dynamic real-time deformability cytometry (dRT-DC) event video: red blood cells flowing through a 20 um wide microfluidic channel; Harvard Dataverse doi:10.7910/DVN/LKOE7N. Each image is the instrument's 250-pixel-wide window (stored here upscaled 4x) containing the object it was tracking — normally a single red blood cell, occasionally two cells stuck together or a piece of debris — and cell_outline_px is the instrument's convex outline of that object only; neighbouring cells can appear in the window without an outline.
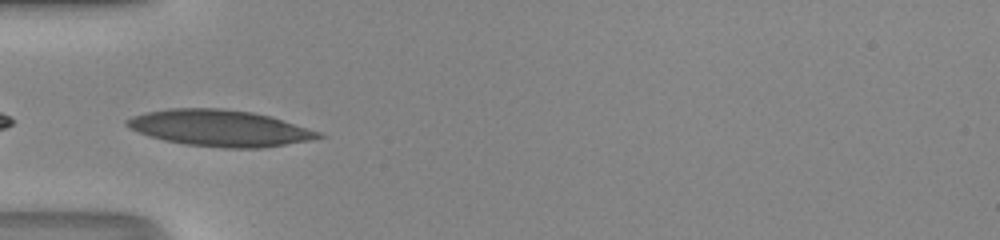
{"species": "human", "species_latin": "Homo sapiens", "temperature_condition": "room temperature", "stored_images_in_passage": 33, "camera_frame_rate_fps": 3000, "um_per_image_px": 0.085, "donor": {"sex": "male"}, "frame": {"image": 1, "passage_image": 1, "time_ms": 0.0, "image_size_px": [1000, 240], "cell_outline_px": [[328, 136], [312, 140], [264, 148], [224, 148], [184, 144], [164, 140], [140, 132], [124, 124], [124, 120], [132, 116], [148, 112], [168, 108], [220, 108], [252, 112], [272, 116], [320, 132]], "centroid_in_image_um": [18.73, 10.89], "position_along_channel_um": 66.3, "area_um2": 40.63}}
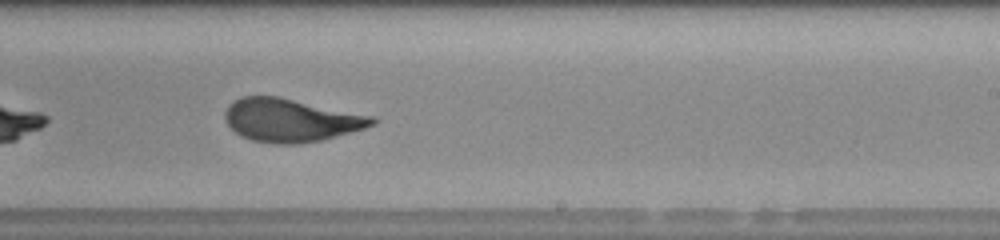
{"frame": {"image": 2, "passage_image": 15, "time_ms": 4.667, "image_size_px": [1000, 240], "cell_outline_px": [[376, 124], [364, 128], [336, 136], [320, 140], [296, 144], [276, 144], [252, 140], [240, 136], [228, 124], [224, 116], [224, 112], [228, 104], [232, 100], [240, 96], [276, 96], [376, 116]], "centroid_in_image_um": [24.7, 10.2], "position_along_channel_um": 264.3, "area_um2": 37.05}}
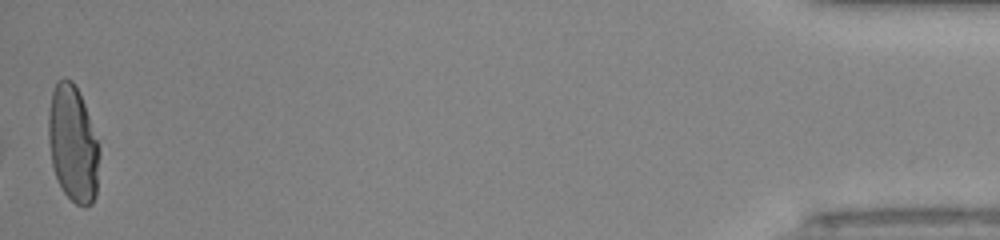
{"frame": {"image": 3, "passage_image": 33, "time_ms": 10.667, "image_size_px": [1000, 240], "cell_outline_px": [[100, 156], [96, 196], [92, 204], [84, 208], [76, 204], [64, 192], [56, 176], [52, 164], [48, 140], [48, 112], [52, 88], [56, 80], [64, 76], [72, 80], [84, 104], [100, 148]], "centroid_in_image_um": [6.2, 12.22], "position_along_channel_um": 429.0, "area_um2": 34.91}, "authors_computed_cell_mechanics": {"area_um2": 37.3966, "velocity_mm_per_s": 4.2928, "shape_relaxation_time_tau1_ms": 9.5077, "shape_relaxation_time_tau2_ms": 0.8051, "deformation_change_tau1": 0.3246, "deformation_change_tau2": 0.0778}}